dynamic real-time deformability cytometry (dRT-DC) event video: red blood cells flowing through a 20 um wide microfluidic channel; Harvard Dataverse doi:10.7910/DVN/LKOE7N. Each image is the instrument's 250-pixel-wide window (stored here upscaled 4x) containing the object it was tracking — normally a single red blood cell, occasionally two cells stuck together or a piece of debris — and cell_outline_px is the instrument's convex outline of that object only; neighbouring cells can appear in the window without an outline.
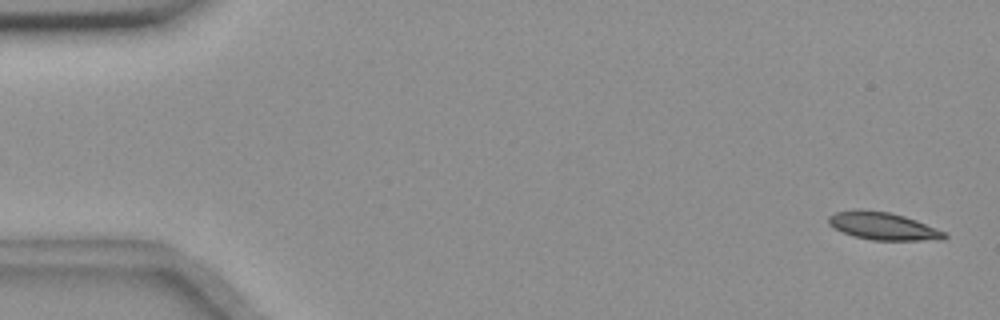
{"species": "common noctule bat (a hibernating species)", "species_latin": "Nyctalus noctula", "temperature_condition": "room temperature", "stored_images_in_passage": 5, "camera_frame_rate_fps": 3000, "um_per_image_px": 0.085, "animal": {"sex": "female", "body_mass_g": 18.4}, "frame": {"image": 1, "passage_image": 1, "time_ms": 0.0, "image_size_px": [1000, 320], "cell_outline_px": [[948, 236], [944, 240], [872, 240], [852, 236], [828, 224], [828, 216], [836, 212], [856, 208], [888, 212], [904, 216], [916, 220], [944, 232]], "centroid_in_image_um": [75.03, 19.21], "position_along_channel_um": 10.0, "area_um2": 18.61}}